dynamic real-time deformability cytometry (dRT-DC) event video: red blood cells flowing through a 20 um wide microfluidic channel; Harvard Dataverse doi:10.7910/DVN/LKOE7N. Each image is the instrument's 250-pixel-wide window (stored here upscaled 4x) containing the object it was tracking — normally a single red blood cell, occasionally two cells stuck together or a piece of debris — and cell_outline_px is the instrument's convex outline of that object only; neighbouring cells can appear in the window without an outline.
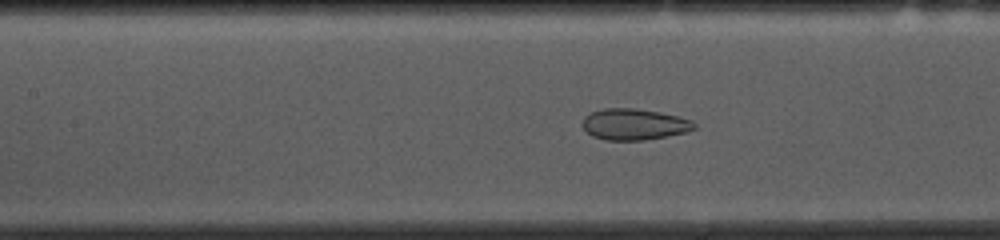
{"species": "common noctule bat (a hibernating species)", "species_latin": "Nyctalus noctula", "temperature_condition": "cold", "stored_images_in_passage": 45, "camera_frame_rate_fps": 3000, "um_per_image_px": 0.085, "animal": {"sex": "female", "body_mass_g": 10.0, "forearm_length_mm": 53.1}, "frame": {"image": 1, "passage_image": 14, "time_ms": 4.333, "image_size_px": [1000, 240], "cell_outline_px": [[696, 128], [684, 132], [644, 140], [604, 140], [592, 136], [584, 128], [584, 116], [592, 112], [604, 108], [632, 108], [660, 112], [692, 120], [696, 124]], "centroid_in_image_um": [53.9, 10.56], "position_along_channel_um": 153.5, "area_um2": 20.06}}
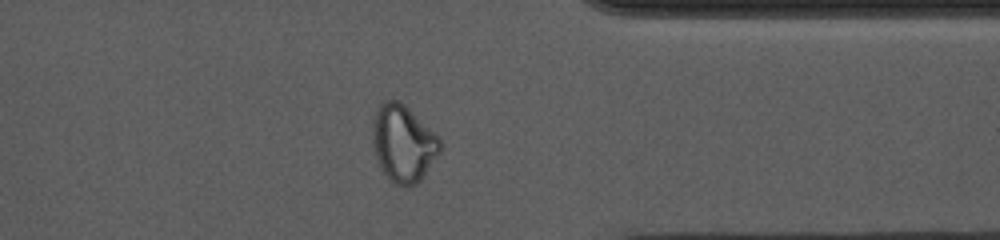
{"frame": {"image": 2, "passage_image": 33, "time_ms": 10.667, "image_size_px": [1000, 240], "cell_outline_px": [[444, 148], [420, 180], [416, 184], [404, 188], [396, 184], [380, 168], [376, 156], [372, 140], [372, 120], [380, 104], [384, 100], [396, 100], [404, 104], [440, 136], [444, 144]], "centroid_in_image_um": [34.31, 12.18], "position_along_channel_um": 377.1, "area_um2": 30.63}}
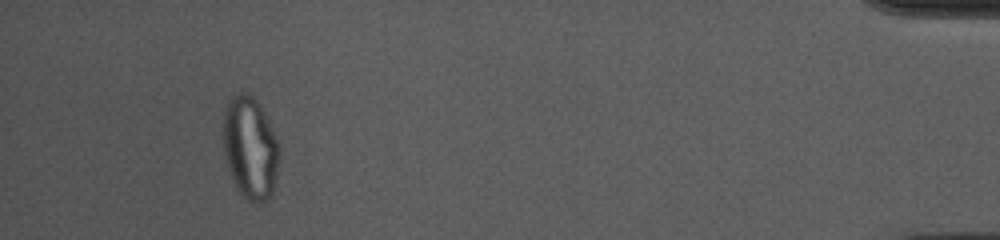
{"frame": {"image": 3, "passage_image": 41, "time_ms": 13.333, "image_size_px": [1000, 240], "cell_outline_px": [[280, 160], [272, 196], [268, 200], [256, 204], [248, 200], [240, 192], [228, 168], [224, 156], [224, 108], [228, 100], [236, 92], [248, 92], [256, 100], [268, 120], [280, 144]], "centroid_in_image_um": [21.3, 12.57], "position_along_channel_um": 413.9, "area_um2": 33.76}, "authors_computed_cell_mechanics": {"area_um2": 24.6806, "velocity_mm_per_s": 3.6937, "shape_relaxation_time_tau1_ms": null, "shape_relaxation_time_tau2_ms": 1.2342, "deformation_change_tau1": null, "deformation_change_tau2": 0.066}}